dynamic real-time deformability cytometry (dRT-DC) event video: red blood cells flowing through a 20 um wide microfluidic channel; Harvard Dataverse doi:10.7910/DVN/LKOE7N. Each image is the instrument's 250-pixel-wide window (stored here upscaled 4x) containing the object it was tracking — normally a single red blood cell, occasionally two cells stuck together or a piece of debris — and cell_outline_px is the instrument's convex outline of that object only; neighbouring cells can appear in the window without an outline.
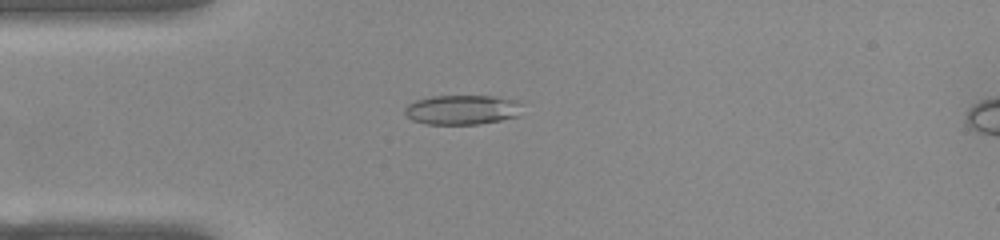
{"species": "common noctule bat (a hibernating species)", "species_latin": "Nyctalus noctula", "temperature_condition": "warm", "stored_images_in_passage": 46, "camera_frame_rate_fps": 3000, "um_per_image_px": 0.085, "animal": {"sex": "female", "body_mass_g": 22.0, "forearm_length_mm": 56.7}, "frame": {"image": 1, "passage_image": 7, "time_ms": 2.0, "image_size_px": [1000, 240], "cell_outline_px": [[520, 116], [480, 124], [428, 124], [412, 120], [404, 112], [404, 108], [408, 104], [416, 100], [432, 96], [496, 96], [516, 100], [520, 104]], "centroid_in_image_um": [39.29, 9.33], "position_along_channel_um": 45.7, "area_um2": 20.29}}
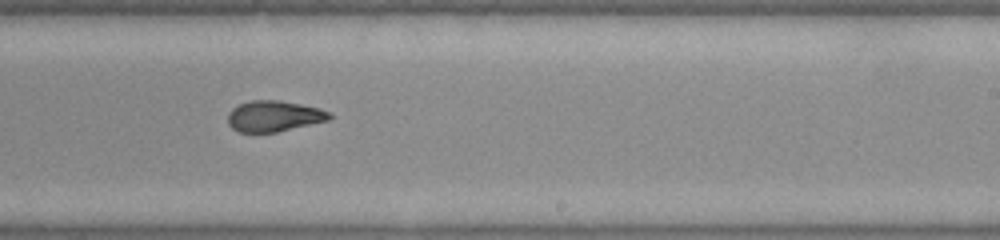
{"frame": {"image": 2, "passage_image": 25, "time_ms": 8.0, "image_size_px": [1000, 240], "cell_outline_px": [[332, 116], [328, 120], [276, 132], [240, 132], [232, 128], [228, 124], [228, 112], [232, 108], [240, 104], [252, 100], [280, 100], [320, 108], [332, 112]], "centroid_in_image_um": [23.29, 9.86], "position_along_channel_um": 265.7, "area_um2": 18.26}}
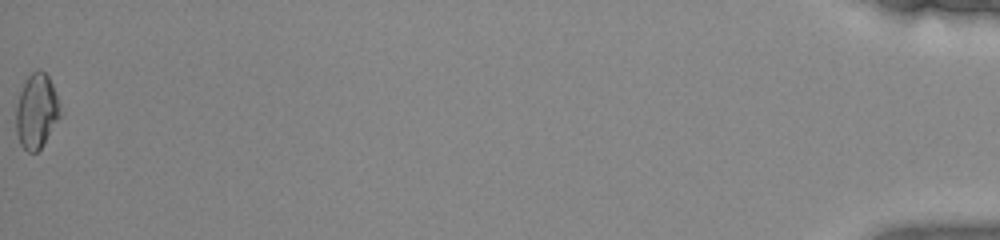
{"frame": {"image": 3, "passage_image": 46, "time_ms": 15.0, "image_size_px": [1000, 240], "cell_outline_px": [[64, 112], [40, 148], [36, 152], [28, 152], [20, 144], [16, 132], [16, 104], [20, 92], [28, 76], [36, 68], [40, 68], [48, 76], [52, 84]], "centroid_in_image_um": [3.13, 9.43], "position_along_channel_um": 432.1, "area_um2": 19.42}, "authors_computed_cell_mechanics": {"area_um2": 19.0162, "velocity_mm_per_s": 3.9074, "shape_relaxation_time_tau1_ms": null, "shape_relaxation_time_tau2_ms": 1.8079, "deformation_change_tau1": null, "deformation_change_tau2": 0.0924}}